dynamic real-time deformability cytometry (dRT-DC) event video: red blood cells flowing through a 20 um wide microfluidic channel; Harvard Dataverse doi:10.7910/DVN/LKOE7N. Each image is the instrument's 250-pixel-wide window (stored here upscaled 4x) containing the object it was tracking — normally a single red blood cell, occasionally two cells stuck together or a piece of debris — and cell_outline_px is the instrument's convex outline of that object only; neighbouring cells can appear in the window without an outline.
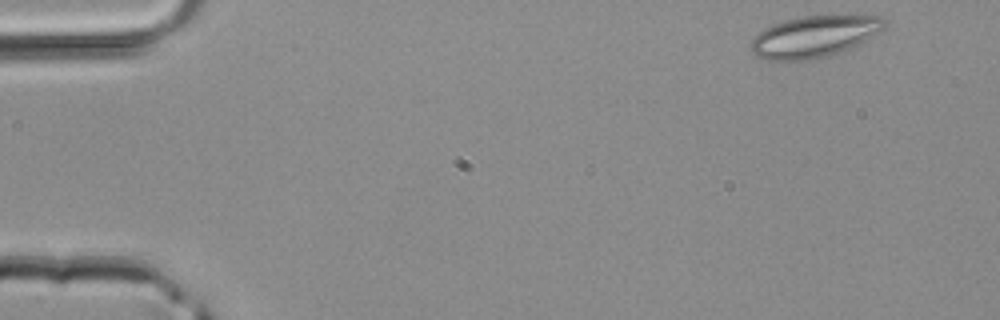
{"species": "common noctule bat (a hibernating species)", "species_latin": "Nyctalus noctula", "temperature_condition": "room temperature", "stored_images_in_passage": 41, "camera_frame_rate_fps": 3000, "um_per_image_px": 0.085, "animal": {"sex": "male", "body_mass_g": 20.4}, "frame": {"image": 1, "passage_image": 1, "time_ms": 0.0, "image_size_px": [1000, 320], "cell_outline_px": [[888, 24], [880, 32], [868, 40], [828, 56], [808, 60], [768, 60], [756, 56], [752, 52], [752, 40], [764, 28], [784, 20], [804, 16], [880, 16], [888, 20]], "centroid_in_image_um": [69.25, 3.1], "position_along_channel_um": 15.7, "area_um2": 32.08}}
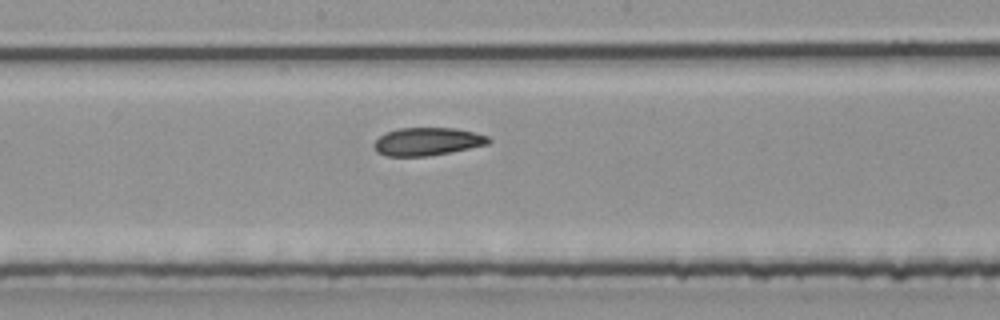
{"frame": {"image": 2, "passage_image": 21, "time_ms": 6.667, "image_size_px": [1000, 320], "cell_outline_px": [[492, 140], [488, 144], [428, 156], [384, 156], [376, 152], [372, 144], [384, 132], [400, 128], [456, 128], [488, 136]], "centroid_in_image_um": [36.27, 12.03], "position_along_channel_um": 211.9, "area_um2": 18.61}}
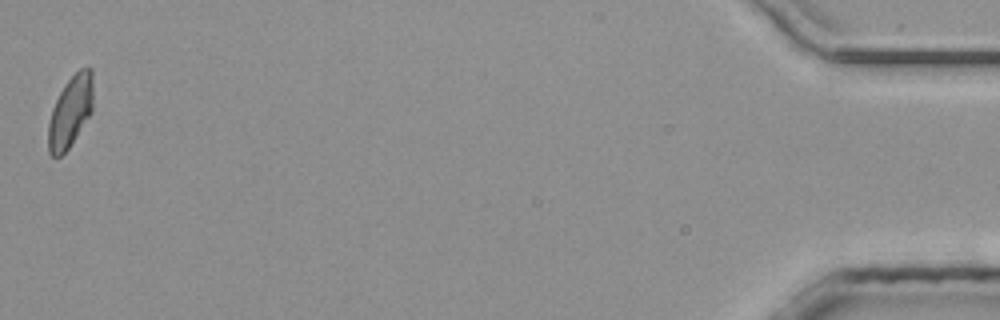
{"frame": {"image": 3, "passage_image": 41, "time_ms": 13.333, "image_size_px": [1000, 320], "cell_outline_px": [[92, 112], [68, 148], [60, 156], [52, 156], [48, 152], [48, 124], [52, 108], [64, 84], [80, 68], [92, 68]], "centroid_in_image_um": [5.97, 9.48], "position_along_channel_um": 429.2, "area_um2": 18.44}}